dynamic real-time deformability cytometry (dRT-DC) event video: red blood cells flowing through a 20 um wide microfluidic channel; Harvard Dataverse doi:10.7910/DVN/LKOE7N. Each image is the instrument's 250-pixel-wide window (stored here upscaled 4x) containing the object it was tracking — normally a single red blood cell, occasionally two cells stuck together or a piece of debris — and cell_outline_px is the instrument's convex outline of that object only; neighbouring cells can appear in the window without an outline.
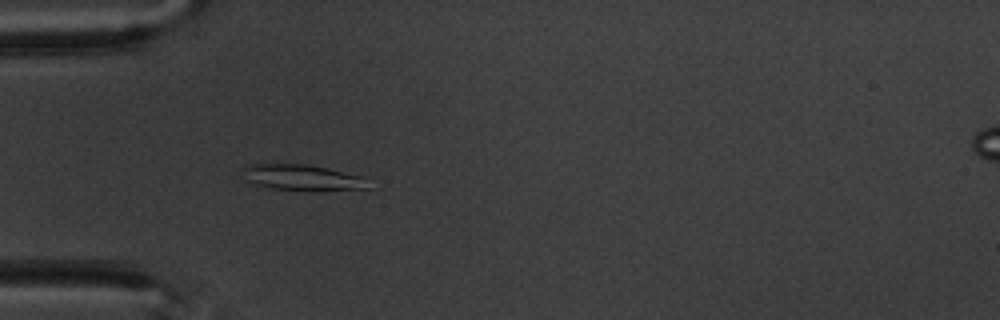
{"species": "common noctule bat (a hibernating species)", "species_latin": "Nyctalus noctula", "temperature_condition": "warm", "stored_images_in_passage": 5, "camera_frame_rate_fps": 3000, "um_per_image_px": 0.085, "animal": {"sex": "male", "body_mass_g": 20.1, "forearm_length_mm": 53.5}, "frame": {"image": 1, "passage_image": 4, "time_ms": 4.333, "image_size_px": [1000, 320], "cell_outline_px": [[368, 188], [316, 192], [304, 192], [272, 188], [252, 184], [244, 180], [244, 164], [308, 164], [364, 176]], "centroid_in_image_um": [25.67, 15.12], "position_along_channel_um": 59.3, "area_um2": 19.48}}